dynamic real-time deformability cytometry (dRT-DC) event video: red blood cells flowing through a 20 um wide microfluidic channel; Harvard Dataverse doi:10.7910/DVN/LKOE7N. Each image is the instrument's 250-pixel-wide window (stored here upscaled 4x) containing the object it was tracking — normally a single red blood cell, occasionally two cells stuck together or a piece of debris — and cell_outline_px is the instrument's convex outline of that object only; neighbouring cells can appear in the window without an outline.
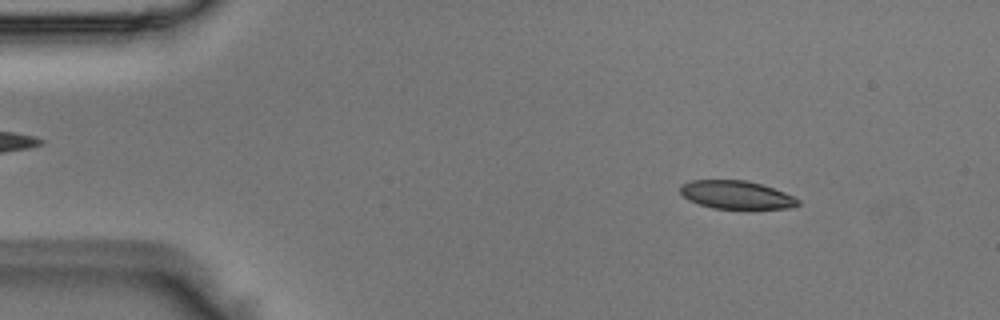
{"species": "Egyptian fruit bat (a non-hibernating species)", "species_latin": "Rousettus aegyptiacus", "temperature_condition": "room temperature", "stored_images_in_passage": 4, "camera_frame_rate_fps": 3000, "um_per_image_px": 0.085, "animal": {"sex": "male"}, "frame": {"image": 1, "passage_image": 1, "time_ms": 0.0, "image_size_px": [1000, 320], "cell_outline_px": [[800, 204], [792, 208], [712, 208], [688, 200], [680, 192], [680, 184], [692, 180], [744, 180], [760, 184], [784, 192], [800, 200]], "centroid_in_image_um": [62.57, 16.55], "position_along_channel_um": 22.4, "area_um2": 19.13}}